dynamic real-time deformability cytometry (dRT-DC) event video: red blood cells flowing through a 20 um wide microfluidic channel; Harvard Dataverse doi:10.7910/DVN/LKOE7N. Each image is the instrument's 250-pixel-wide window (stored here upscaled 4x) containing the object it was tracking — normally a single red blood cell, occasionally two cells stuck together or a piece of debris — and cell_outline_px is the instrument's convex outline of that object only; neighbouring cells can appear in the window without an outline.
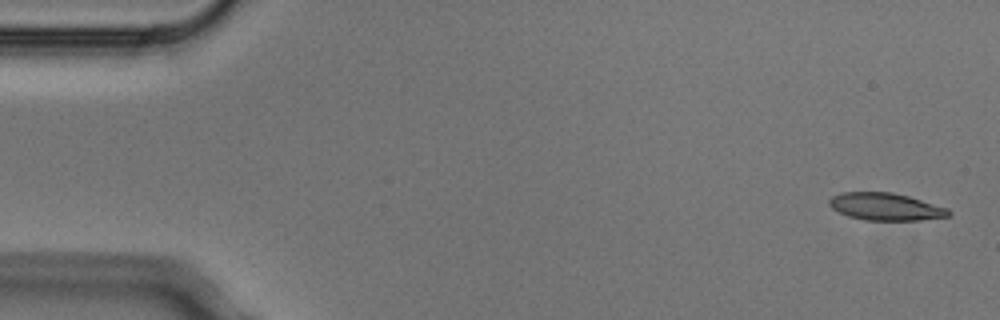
{"species": "Egyptian fruit bat (a non-hibernating species)", "species_latin": "Rousettus aegyptiacus", "temperature_condition": "cold", "stored_images_in_passage": 5, "camera_frame_rate_fps": 3000, "um_per_image_px": 0.085, "animal": {"sex": "male"}, "frame": {"image": 1, "passage_image": 1, "time_ms": 0.0, "image_size_px": [1000, 320], "cell_outline_px": [[952, 212], [948, 216], [920, 220], [864, 220], [848, 216], [832, 208], [828, 204], [828, 200], [832, 196], [844, 192], [892, 192], [908, 196], [948, 208]], "centroid_in_image_um": [75.27, 17.56], "position_along_channel_um": 9.7, "area_um2": 18.96}}